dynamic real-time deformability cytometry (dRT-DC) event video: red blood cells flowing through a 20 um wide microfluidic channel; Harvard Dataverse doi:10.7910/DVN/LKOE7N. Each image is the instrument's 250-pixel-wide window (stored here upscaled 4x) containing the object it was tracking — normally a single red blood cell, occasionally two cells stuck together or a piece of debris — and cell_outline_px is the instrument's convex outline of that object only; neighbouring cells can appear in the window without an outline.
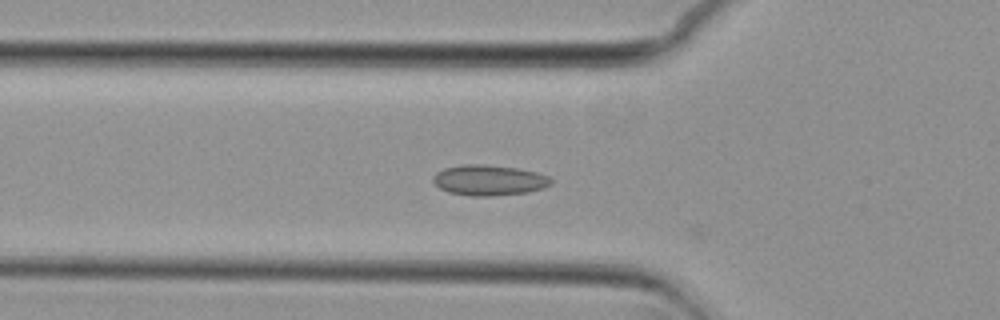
{"species": "common noctule bat (a hibernating species)", "species_latin": "Nyctalus noctula", "temperature_condition": "cold", "stored_images_in_passage": 39, "camera_frame_rate_fps": 3000, "um_per_image_px": 0.085, "animal": {"sex": "female", "body_mass_g": 29.2, "forearm_length_mm": 56.3}, "frame": {"image": 1, "passage_image": 2, "time_ms": 0.333, "image_size_px": [1000, 320], "cell_outline_px": [[552, 184], [544, 188], [528, 192], [492, 196], [472, 196], [448, 192], [440, 188], [432, 180], [432, 176], [436, 172], [444, 168], [464, 164], [484, 164], [516, 168], [536, 172], [548, 176], [552, 180]], "centroid_in_image_um": [41.56, 15.31], "position_along_channel_um": 84.2, "area_um2": 21.04}}
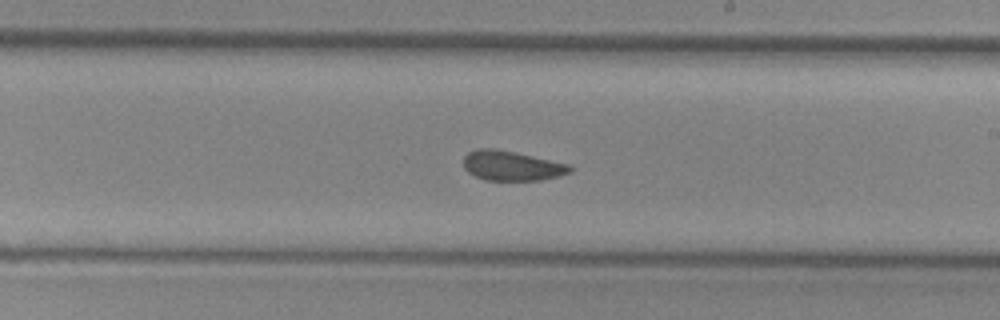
{"frame": {"image": 2, "passage_image": 15, "time_ms": 4.667, "image_size_px": [1000, 320], "cell_outline_px": [[572, 172], [560, 176], [540, 180], [484, 180], [468, 172], [464, 168], [464, 156], [468, 152], [476, 148], [496, 148], [568, 164], [572, 168]], "centroid_in_image_um": [43.47, 14.09], "position_along_channel_um": 245.5, "area_um2": 18.44}}
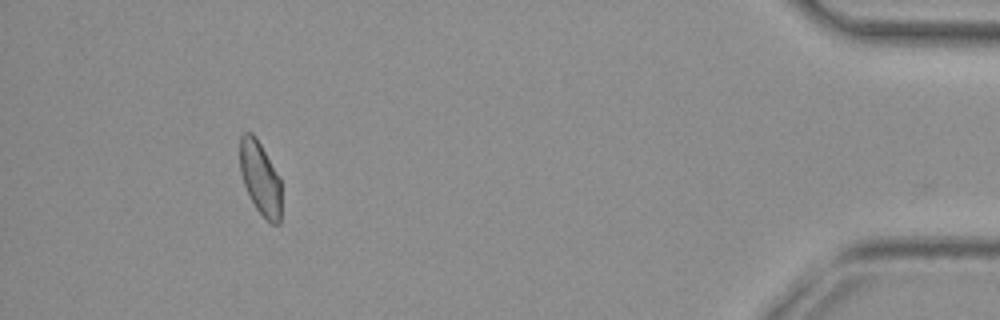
{"frame": {"image": 3, "passage_image": 34, "time_ms": 11.0, "image_size_px": [1000, 320], "cell_outline_px": [[280, 224], [272, 224], [256, 208], [244, 184], [240, 172], [240, 136], [244, 132], [252, 132], [256, 136], [280, 176]], "centroid_in_image_um": [22.12, 15.09], "position_along_channel_um": 413.1, "area_um2": 17.63}, "authors_computed_cell_mechanics": {"area_um2": 18.9584, "velocity_mm_per_s": 3.717, "shape_relaxation_time_tau1_ms": null, "shape_relaxation_time_tau2_ms": 2.5407, "deformation_change_tau1": null, "deformation_change_tau2": 0.0701}}